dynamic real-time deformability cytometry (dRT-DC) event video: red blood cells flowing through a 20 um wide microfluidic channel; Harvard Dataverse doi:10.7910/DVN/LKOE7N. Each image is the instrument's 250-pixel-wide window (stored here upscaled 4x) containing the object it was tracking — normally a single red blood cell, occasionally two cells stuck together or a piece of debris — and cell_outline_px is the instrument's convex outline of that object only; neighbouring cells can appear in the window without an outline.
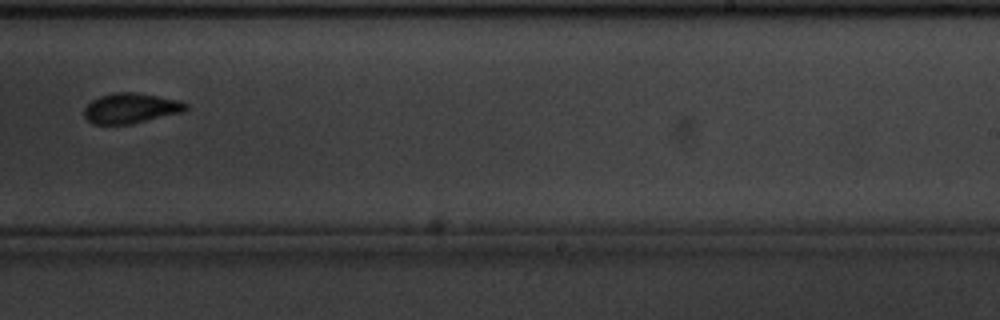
{"species": "common noctule bat (a hibernating species)", "species_latin": "Nyctalus noctula", "temperature_condition": "cold", "stored_images_in_passage": 16, "camera_frame_rate_fps": 3000, "um_per_image_px": 0.085, "animal": {"sex": "male", "body_mass_g": 20.1, "forearm_length_mm": 53.5}, "frame": {"image": 1, "passage_image": 10, "time_ms": 3.0, "image_size_px": [1000, 320], "cell_outline_px": [[188, 108], [184, 112], [132, 124], [92, 124], [84, 116], [84, 108], [92, 100], [100, 96], [112, 92], [136, 92], [184, 100], [188, 104]], "centroid_in_image_um": [11.17, 9.19], "position_along_channel_um": 277.8, "area_um2": 18.26}}
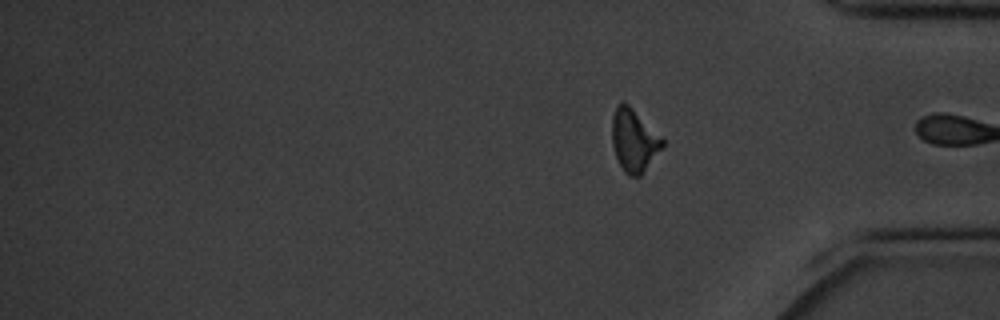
{"frame": {"image": 2, "passage_image": 16, "time_ms": 5.0, "image_size_px": [1000, 320], "cell_outline_px": [[664, 144], [640, 176], [628, 176], [624, 172], [616, 156], [612, 144], [612, 116], [616, 104], [628, 104], [664, 136]], "centroid_in_image_um": [53.9, 11.91], "position_along_channel_um": 381.3, "area_um2": 18.44}}